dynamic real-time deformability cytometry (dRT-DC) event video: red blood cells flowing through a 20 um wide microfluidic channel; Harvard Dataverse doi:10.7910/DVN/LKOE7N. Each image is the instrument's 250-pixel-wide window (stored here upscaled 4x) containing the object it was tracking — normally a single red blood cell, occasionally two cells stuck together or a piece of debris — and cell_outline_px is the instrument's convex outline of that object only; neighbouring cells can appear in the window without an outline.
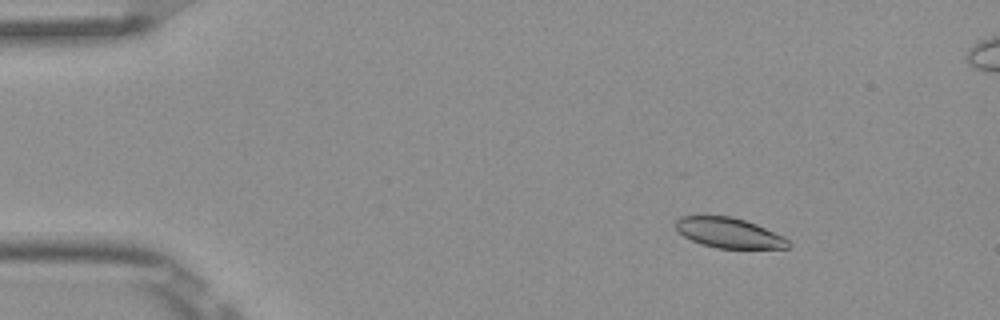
{"species": "Egyptian fruit bat (a non-hibernating species)", "species_latin": "Rousettus aegyptiacus", "temperature_condition": "room temperature", "stored_images_in_passage": 6, "camera_frame_rate_fps": 3000, "um_per_image_px": 0.085, "frame": {"image": 1, "passage_image": 3, "time_ms": 0.667, "image_size_px": [1000, 320], "cell_outline_px": [[792, 244], [788, 248], [716, 248], [700, 244], [684, 236], [672, 224], [680, 216], [732, 216], [756, 224], [784, 236]], "centroid_in_image_um": [61.95, 19.79], "position_along_channel_um": 23.0, "area_um2": 19.83}}